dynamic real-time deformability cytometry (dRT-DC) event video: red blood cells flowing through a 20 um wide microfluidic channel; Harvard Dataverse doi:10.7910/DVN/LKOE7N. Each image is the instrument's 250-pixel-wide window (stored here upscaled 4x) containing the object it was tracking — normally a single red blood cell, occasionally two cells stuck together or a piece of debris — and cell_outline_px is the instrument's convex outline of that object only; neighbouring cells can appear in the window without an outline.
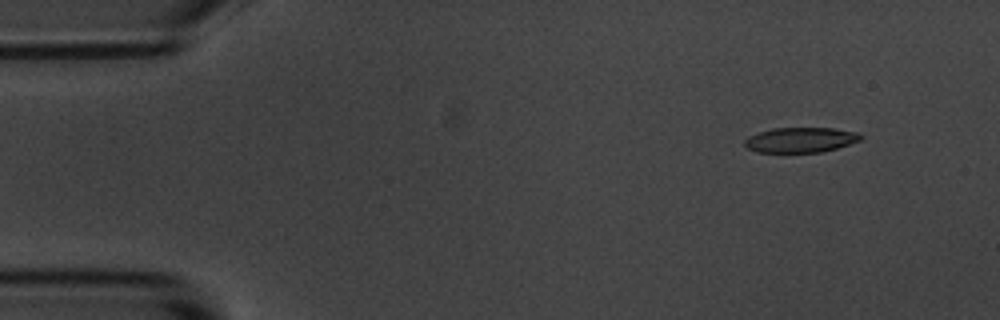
{"species": "common noctule bat (a hibernating species)", "species_latin": "Nyctalus noctula", "temperature_condition": "room temperature", "stored_images_in_passage": 50, "camera_frame_rate_fps": 3000, "um_per_image_px": 0.085, "animal": {"sex": "male", "body_mass_g": 20.1, "forearm_length_mm": 53.5}, "frame": {"image": 1, "passage_image": 1, "time_ms": 0.0, "image_size_px": [1000, 320], "cell_outline_px": [[864, 136], [860, 140], [836, 148], [820, 152], [756, 152], [748, 148], [744, 144], [744, 140], [748, 136], [756, 132], [772, 128], [832, 128], [860, 132]], "centroid_in_image_um": [68.03, 11.88], "position_along_channel_um": 17.0, "area_um2": 17.05}}
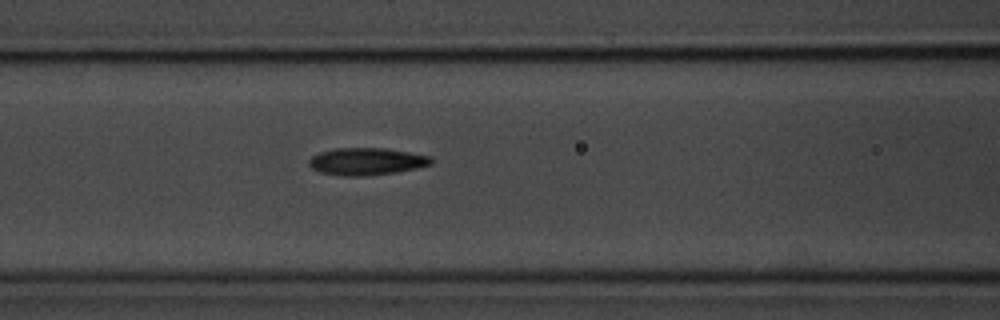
{"frame": {"image": 2, "passage_image": 18, "time_ms": 5.667, "image_size_px": [1000, 320], "cell_outline_px": [[432, 164], [416, 168], [396, 172], [364, 176], [340, 176], [320, 172], [312, 168], [308, 164], [308, 160], [312, 156], [320, 152], [336, 148], [384, 148], [432, 156]], "centroid_in_image_um": [31.14, 13.72], "position_along_channel_um": 135.5, "area_um2": 19.42}}
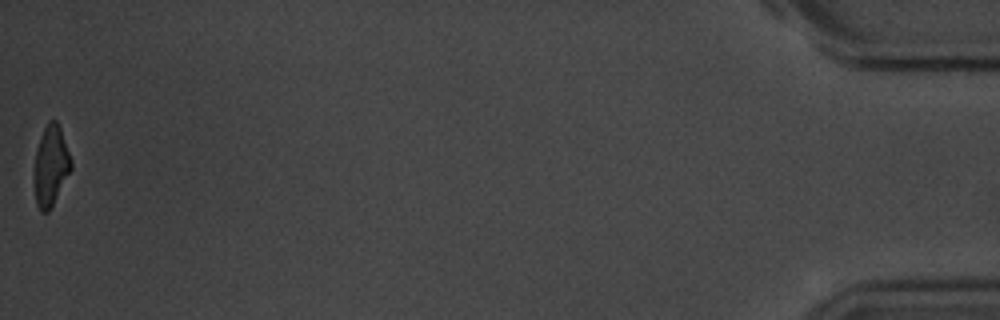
{"frame": {"image": 3, "passage_image": 50, "time_ms": 16.333, "image_size_px": [1000, 320], "cell_outline_px": [[72, 168], [48, 212], [40, 212], [36, 204], [32, 176], [36, 152], [40, 136], [48, 120], [56, 120], [60, 128], [72, 160]], "centroid_in_image_um": [4.28, 14.1], "position_along_channel_um": 430.9, "area_um2": 17.4}, "authors_computed_cell_mechanics": {"area_um2": 18.785, "velocity_mm_per_s": 3.6891, "shape_relaxation_time_tau1_ms": 2.9355, "shape_relaxation_time_tau2_ms": 2.4139, "deformation_change_tau1": 0.1425, "deformation_change_tau2": 0.0976}}